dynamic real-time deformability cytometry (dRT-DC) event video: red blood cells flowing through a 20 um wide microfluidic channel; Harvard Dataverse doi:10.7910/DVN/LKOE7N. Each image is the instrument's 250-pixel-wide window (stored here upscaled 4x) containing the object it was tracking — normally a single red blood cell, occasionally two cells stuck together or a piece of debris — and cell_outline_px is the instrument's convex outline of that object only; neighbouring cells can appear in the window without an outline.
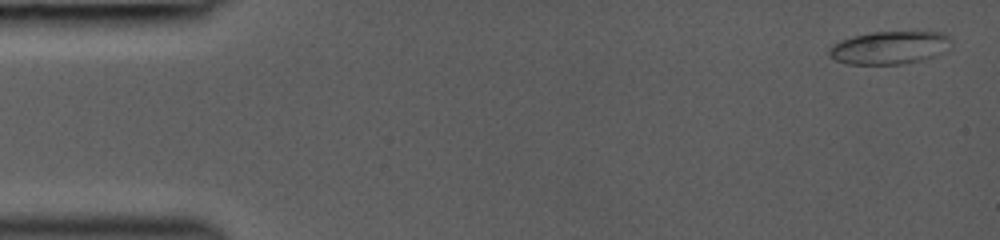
{"species": "common noctule bat (a hibernating species)", "species_latin": "Nyctalus noctula", "temperature_condition": "room temperature", "stored_images_in_passage": 13, "camera_frame_rate_fps": 3000, "um_per_image_px": 0.085, "animal": {"sex": "female", "body_mass_g": 19.0, "forearm_length_mm": 53.3}, "frame": {"image": 1, "passage_image": 1, "time_ms": 0.0, "image_size_px": [1000, 240], "cell_outline_px": [[952, 40], [940, 52], [924, 60], [904, 64], [848, 64], [836, 60], [828, 56], [828, 48], [832, 44], [840, 40], [852, 36], [872, 32], [944, 32]], "centroid_in_image_um": [75.53, 4.05], "position_along_channel_um": 9.5, "area_um2": 23.35}}
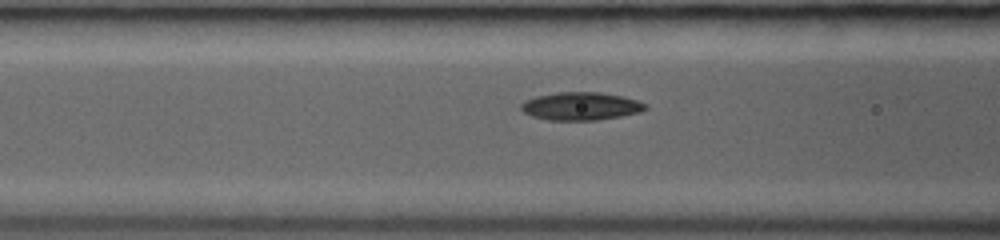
{"frame": {"image": 2, "passage_image": 10, "time_ms": 5.667, "image_size_px": [1000, 240], "cell_outline_px": [[648, 108], [640, 112], [620, 116], [596, 120], [548, 120], [532, 116], [524, 112], [520, 108], [520, 104], [524, 100], [536, 96], [556, 92], [600, 92], [620, 96], [636, 100], [648, 104]], "centroid_in_image_um": [49.35, 9.02], "position_along_channel_um": 117.2, "area_um2": 20.29}}
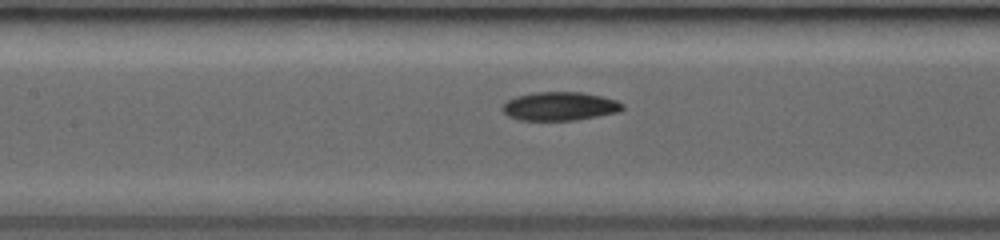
{"frame": {"image": 3, "passage_image": 13, "time_ms": 6.667, "image_size_px": [1000, 240], "cell_outline_px": [[624, 108], [620, 112], [576, 120], [520, 120], [508, 116], [500, 108], [508, 100], [516, 96], [536, 92], [584, 92], [616, 100], [624, 104]], "centroid_in_image_um": [47.6, 9.03], "position_along_channel_um": 159.8, "area_um2": 20.06}}